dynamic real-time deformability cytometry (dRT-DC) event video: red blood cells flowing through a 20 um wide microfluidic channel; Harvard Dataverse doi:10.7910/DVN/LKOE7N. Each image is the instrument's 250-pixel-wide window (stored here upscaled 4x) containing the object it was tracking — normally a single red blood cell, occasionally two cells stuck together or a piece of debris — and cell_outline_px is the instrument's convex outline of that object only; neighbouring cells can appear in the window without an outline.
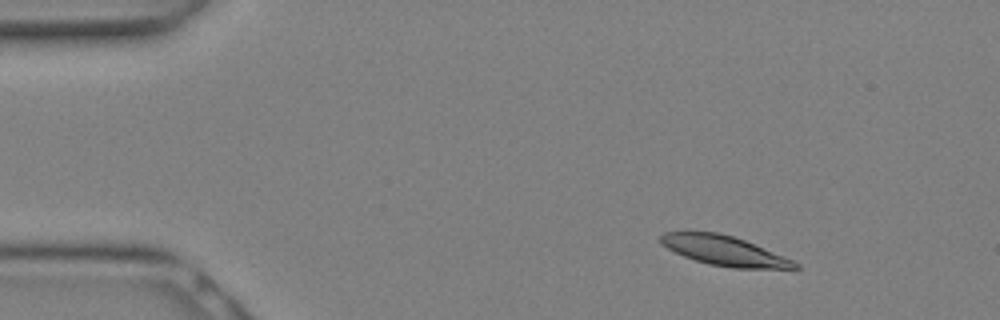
{"species": "Egyptian fruit bat (a non-hibernating species)", "species_latin": "Rousettus aegyptiacus", "temperature_condition": "warm", "stored_images_in_passage": 19, "camera_frame_rate_fps": 3000, "um_per_image_px": 0.085, "animal": {"sex": "female"}, "frame": {"image": 1, "passage_image": 4, "time_ms": 1.0, "image_size_px": [1000, 320], "cell_outline_px": [[800, 268], [732, 268], [708, 264], [684, 256], [660, 244], [660, 236], [664, 232], [716, 232], [732, 236], [744, 240], [792, 260], [800, 264]], "centroid_in_image_um": [61.53, 21.31], "position_along_channel_um": 23.5, "area_um2": 22.77}}
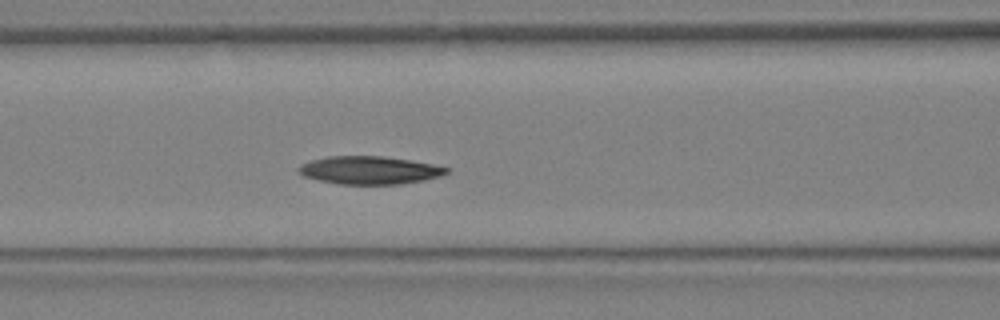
{"frame": {"image": 2, "passage_image": 12, "time_ms": 3.667, "image_size_px": [1000, 320], "cell_outline_px": [[448, 172], [440, 176], [424, 180], [400, 184], [340, 184], [320, 180], [304, 176], [296, 172], [296, 168], [300, 164], [312, 160], [328, 156], [384, 156], [412, 160], [432, 164], [448, 168]], "centroid_in_image_um": [31.38, 14.46], "position_along_channel_um": 135.2, "area_um2": 24.1}}
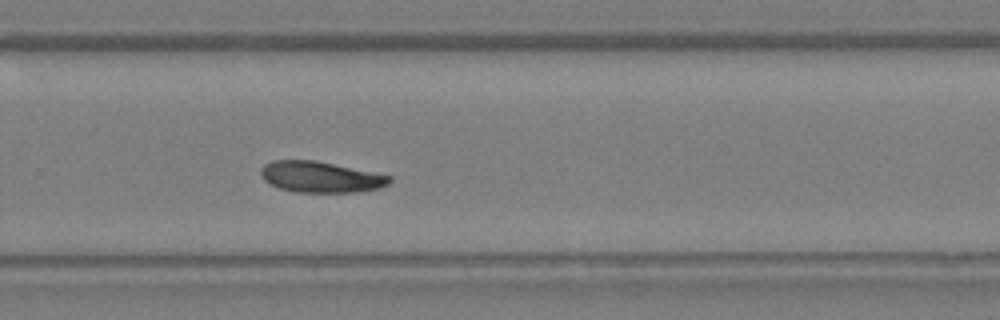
{"frame": {"image": 3, "passage_image": 19, "time_ms": 6.0, "image_size_px": [1000, 320], "cell_outline_px": [[392, 180], [388, 184], [380, 188], [360, 192], [296, 192], [280, 188], [264, 180], [260, 176], [260, 168], [264, 164], [272, 160], [312, 160], [392, 176]], "centroid_in_image_um": [27.23, 15.05], "position_along_channel_um": 302.6, "area_um2": 23.12}}